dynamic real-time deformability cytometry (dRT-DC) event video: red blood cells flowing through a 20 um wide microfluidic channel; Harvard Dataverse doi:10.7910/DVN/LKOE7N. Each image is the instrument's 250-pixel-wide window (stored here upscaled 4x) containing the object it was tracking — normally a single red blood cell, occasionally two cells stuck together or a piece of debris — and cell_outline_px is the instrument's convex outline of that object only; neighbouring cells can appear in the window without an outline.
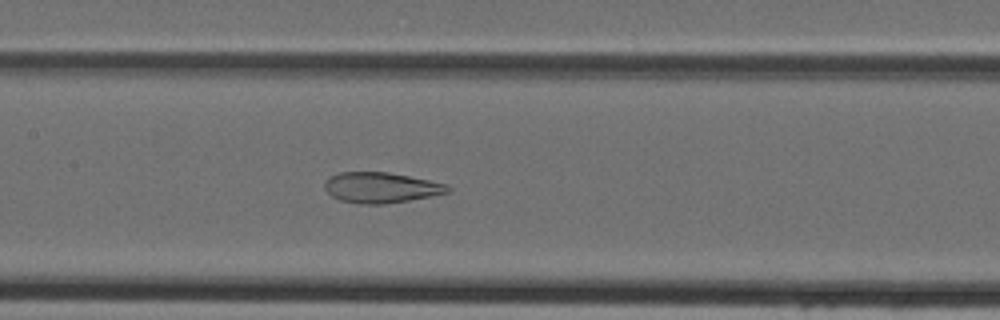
{"species": "Egyptian fruit bat (a non-hibernating species)", "species_latin": "Rousettus aegyptiacus", "temperature_condition": "cold", "stored_images_in_passage": 38, "camera_frame_rate_fps": 3000, "um_per_image_px": 0.085, "animal": {"sex": "female"}, "frame": {"image": 1, "passage_image": 15, "time_ms": 4.667, "image_size_px": [1000, 320], "cell_outline_px": [[452, 192], [432, 196], [384, 204], [356, 204], [340, 200], [332, 196], [324, 188], [324, 184], [332, 176], [340, 172], [388, 172], [448, 184], [452, 188]], "centroid_in_image_um": [32.43, 15.95], "position_along_channel_um": 175.0, "area_um2": 21.91}}
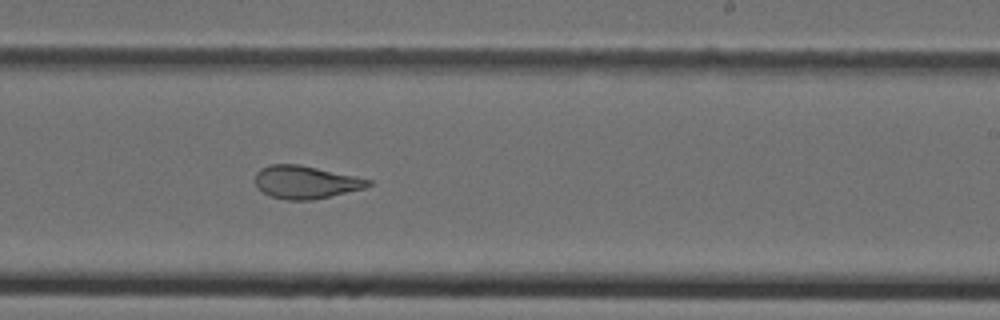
{"frame": {"image": 2, "passage_image": 21, "time_ms": 6.667, "image_size_px": [1000, 320], "cell_outline_px": [[372, 184], [364, 188], [312, 200], [288, 200], [272, 196], [256, 188], [256, 172], [260, 168], [268, 164], [300, 164], [372, 180]], "centroid_in_image_um": [25.95, 15.47], "position_along_channel_um": 263.1, "area_um2": 21.5}}
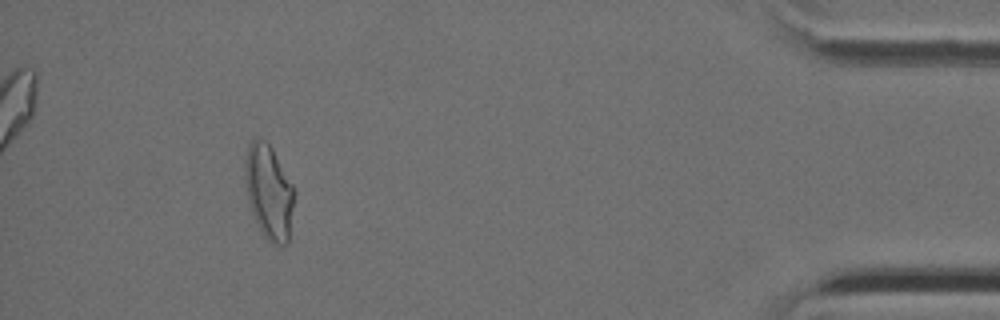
{"frame": {"image": 3, "passage_image": 35, "time_ms": 11.333, "image_size_px": [1000, 320], "cell_outline_px": [[296, 192], [288, 244], [272, 244], [264, 236], [252, 212], [248, 200], [244, 184], [244, 164], [248, 144], [256, 136], [264, 140], [272, 148], [292, 184]], "centroid_in_image_um": [22.85, 16.29], "position_along_channel_um": 412.3, "area_um2": 27.34}}